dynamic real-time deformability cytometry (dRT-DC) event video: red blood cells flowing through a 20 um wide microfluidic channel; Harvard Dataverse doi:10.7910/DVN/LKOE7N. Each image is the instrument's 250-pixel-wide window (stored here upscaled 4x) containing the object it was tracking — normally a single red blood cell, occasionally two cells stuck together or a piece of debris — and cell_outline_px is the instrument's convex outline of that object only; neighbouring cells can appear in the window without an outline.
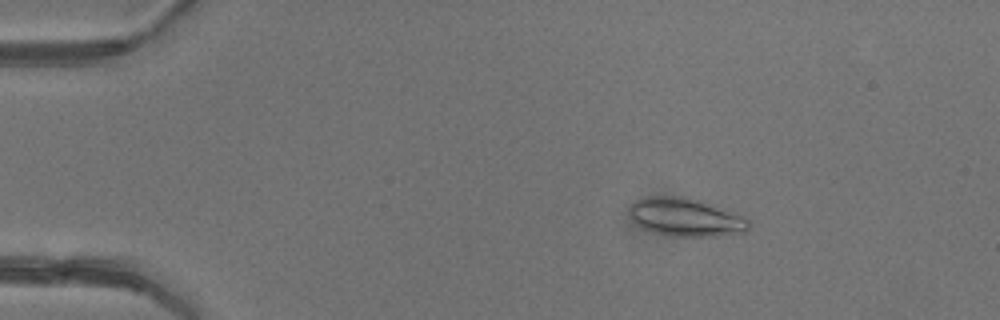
{"species": "common noctule bat (a hibernating species)", "species_latin": "Nyctalus noctula", "temperature_condition": "warm", "stored_images_in_passage": 5, "camera_frame_rate_fps": 3000, "um_per_image_px": 0.085, "animal": {"sex": "female"}, "frame": {"image": 1, "passage_image": 3, "time_ms": 2.333, "image_size_px": [1000, 320], "cell_outline_px": [[752, 224], [744, 232], [716, 236], [676, 236], [656, 232], [644, 228], [632, 220], [628, 212], [628, 208], [636, 200], [644, 196], [688, 196], [704, 200], [744, 216]], "centroid_in_image_um": [58.3, 18.43], "position_along_channel_um": 26.7, "area_um2": 26.88}}